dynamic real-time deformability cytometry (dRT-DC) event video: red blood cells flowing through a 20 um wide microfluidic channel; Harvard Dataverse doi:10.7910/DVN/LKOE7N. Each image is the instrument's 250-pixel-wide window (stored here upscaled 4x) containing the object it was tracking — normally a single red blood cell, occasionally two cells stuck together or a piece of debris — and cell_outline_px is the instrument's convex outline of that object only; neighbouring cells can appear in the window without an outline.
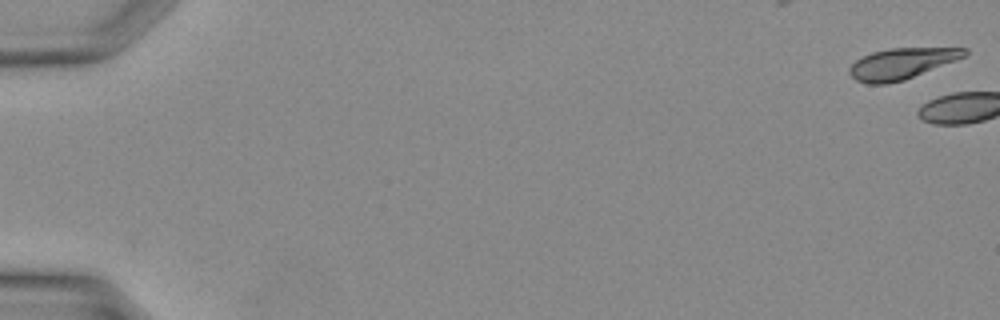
{"species": "Egyptian fruit bat (a non-hibernating species)", "species_latin": "Rousettus aegyptiacus", "temperature_condition": "warm", "stored_images_in_passage": 3, "camera_frame_rate_fps": 3000, "um_per_image_px": 0.085, "animal": {"sex": "female"}, "frame": {"image": 1, "passage_image": 1, "time_ms": 0.0, "image_size_px": [1000, 320], "cell_outline_px": [[968, 52], [964, 56], [956, 60], [904, 80], [884, 84], [868, 84], [856, 80], [848, 72], [848, 68], [856, 60], [872, 52], [888, 48], [968, 48]], "centroid_in_image_um": [76.61, 5.4], "position_along_channel_um": 8.4, "area_um2": 20.58}}